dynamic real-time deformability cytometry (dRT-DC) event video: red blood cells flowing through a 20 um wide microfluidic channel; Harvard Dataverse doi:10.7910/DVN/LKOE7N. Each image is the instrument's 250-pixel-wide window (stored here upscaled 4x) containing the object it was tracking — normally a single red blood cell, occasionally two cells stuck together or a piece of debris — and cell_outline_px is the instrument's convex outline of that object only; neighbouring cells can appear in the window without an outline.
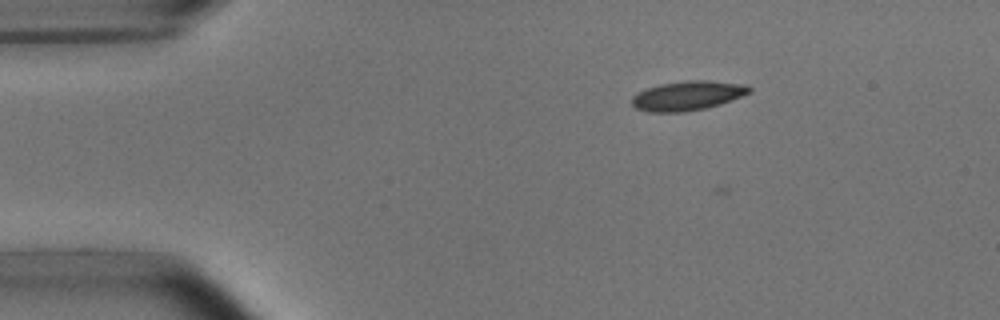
{"species": "common noctule bat (a hibernating species)", "species_latin": "Nyctalus noctula", "temperature_condition": "room temperature", "stored_images_in_passage": 5, "camera_frame_rate_fps": 3000, "um_per_image_px": 0.085, "animal": {"sex": "male", "body_mass_g": 15.6}, "frame": {"image": 1, "passage_image": 3, "time_ms": 2.333, "image_size_px": [1000, 320], "cell_outline_px": [[752, 92], [720, 104], [704, 108], [684, 112], [648, 112], [636, 108], [632, 104], [632, 96], [648, 88], [660, 84], [688, 80], [708, 80], [744, 84], [752, 88]], "centroid_in_image_um": [58.46, 8.13], "position_along_channel_um": 26.5, "area_um2": 20.0}}